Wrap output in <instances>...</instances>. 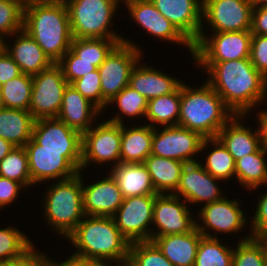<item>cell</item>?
<instances>
[{"label":"cell","instance_id":"277c9868","mask_svg":"<svg viewBox=\"0 0 267 266\" xmlns=\"http://www.w3.org/2000/svg\"><path fill=\"white\" fill-rule=\"evenodd\" d=\"M68 239L79 249L74 255L106 262L116 260L127 265L130 243L113 217L91 216L81 220Z\"/></svg>","mask_w":267,"mask_h":266},{"label":"cell","instance_id":"6f0895ef","mask_svg":"<svg viewBox=\"0 0 267 266\" xmlns=\"http://www.w3.org/2000/svg\"><path fill=\"white\" fill-rule=\"evenodd\" d=\"M44 2H48V3H63V4H66L68 2V0H44Z\"/></svg>","mask_w":267,"mask_h":266},{"label":"cell","instance_id":"6125c7cd","mask_svg":"<svg viewBox=\"0 0 267 266\" xmlns=\"http://www.w3.org/2000/svg\"><path fill=\"white\" fill-rule=\"evenodd\" d=\"M4 44H5V42H4L3 38L0 37V52L4 49Z\"/></svg>","mask_w":267,"mask_h":266},{"label":"cell","instance_id":"5b68a950","mask_svg":"<svg viewBox=\"0 0 267 266\" xmlns=\"http://www.w3.org/2000/svg\"><path fill=\"white\" fill-rule=\"evenodd\" d=\"M80 172L49 188L45 199L48 224L68 237L85 216ZM51 189V190H50Z\"/></svg>","mask_w":267,"mask_h":266},{"label":"cell","instance_id":"f907efd6","mask_svg":"<svg viewBox=\"0 0 267 266\" xmlns=\"http://www.w3.org/2000/svg\"><path fill=\"white\" fill-rule=\"evenodd\" d=\"M34 250L32 247L22 257L13 260V266H53L54 262Z\"/></svg>","mask_w":267,"mask_h":266},{"label":"cell","instance_id":"db71d44e","mask_svg":"<svg viewBox=\"0 0 267 266\" xmlns=\"http://www.w3.org/2000/svg\"><path fill=\"white\" fill-rule=\"evenodd\" d=\"M10 142L0 137V161L14 148Z\"/></svg>","mask_w":267,"mask_h":266},{"label":"cell","instance_id":"836d02e7","mask_svg":"<svg viewBox=\"0 0 267 266\" xmlns=\"http://www.w3.org/2000/svg\"><path fill=\"white\" fill-rule=\"evenodd\" d=\"M179 110L180 87L175 92L148 100L145 116L152 121V123L156 122L164 126L167 125V127L177 126Z\"/></svg>","mask_w":267,"mask_h":266},{"label":"cell","instance_id":"1f68e13d","mask_svg":"<svg viewBox=\"0 0 267 266\" xmlns=\"http://www.w3.org/2000/svg\"><path fill=\"white\" fill-rule=\"evenodd\" d=\"M196 228L203 237L197 248L194 266H232L233 249L220 244L217 236L214 238L206 233V227L196 224Z\"/></svg>","mask_w":267,"mask_h":266},{"label":"cell","instance_id":"f1b7e54d","mask_svg":"<svg viewBox=\"0 0 267 266\" xmlns=\"http://www.w3.org/2000/svg\"><path fill=\"white\" fill-rule=\"evenodd\" d=\"M154 126L125 129L121 124L120 157L122 163H143L151 154Z\"/></svg>","mask_w":267,"mask_h":266},{"label":"cell","instance_id":"680465c9","mask_svg":"<svg viewBox=\"0 0 267 266\" xmlns=\"http://www.w3.org/2000/svg\"><path fill=\"white\" fill-rule=\"evenodd\" d=\"M4 107H5V105L3 102L2 91H1V87H0V109L4 108Z\"/></svg>","mask_w":267,"mask_h":266},{"label":"cell","instance_id":"ba28073f","mask_svg":"<svg viewBox=\"0 0 267 266\" xmlns=\"http://www.w3.org/2000/svg\"><path fill=\"white\" fill-rule=\"evenodd\" d=\"M140 51L128 40H122L98 67L102 89V109L129 85L130 75L139 61Z\"/></svg>","mask_w":267,"mask_h":266},{"label":"cell","instance_id":"3957f363","mask_svg":"<svg viewBox=\"0 0 267 266\" xmlns=\"http://www.w3.org/2000/svg\"><path fill=\"white\" fill-rule=\"evenodd\" d=\"M233 115L207 82L195 90L182 82L178 126L198 132L203 138H215Z\"/></svg>","mask_w":267,"mask_h":266},{"label":"cell","instance_id":"83f0119b","mask_svg":"<svg viewBox=\"0 0 267 266\" xmlns=\"http://www.w3.org/2000/svg\"><path fill=\"white\" fill-rule=\"evenodd\" d=\"M34 123L30 111L0 109V137L15 147H24L31 140Z\"/></svg>","mask_w":267,"mask_h":266},{"label":"cell","instance_id":"44dd1931","mask_svg":"<svg viewBox=\"0 0 267 266\" xmlns=\"http://www.w3.org/2000/svg\"><path fill=\"white\" fill-rule=\"evenodd\" d=\"M202 237L195 227L188 233L152 237L151 241L174 266H194Z\"/></svg>","mask_w":267,"mask_h":266},{"label":"cell","instance_id":"74e56055","mask_svg":"<svg viewBox=\"0 0 267 266\" xmlns=\"http://www.w3.org/2000/svg\"><path fill=\"white\" fill-rule=\"evenodd\" d=\"M126 266H174L152 241L130 243Z\"/></svg>","mask_w":267,"mask_h":266},{"label":"cell","instance_id":"60d3db41","mask_svg":"<svg viewBox=\"0 0 267 266\" xmlns=\"http://www.w3.org/2000/svg\"><path fill=\"white\" fill-rule=\"evenodd\" d=\"M232 266H265L262 254V238L249 235L233 250Z\"/></svg>","mask_w":267,"mask_h":266},{"label":"cell","instance_id":"4dcf8cb0","mask_svg":"<svg viewBox=\"0 0 267 266\" xmlns=\"http://www.w3.org/2000/svg\"><path fill=\"white\" fill-rule=\"evenodd\" d=\"M266 152L261 146L255 153L248 154L235 161V176L240 184L248 188H258L267 183Z\"/></svg>","mask_w":267,"mask_h":266},{"label":"cell","instance_id":"ffe728a7","mask_svg":"<svg viewBox=\"0 0 267 266\" xmlns=\"http://www.w3.org/2000/svg\"><path fill=\"white\" fill-rule=\"evenodd\" d=\"M82 193L86 218L88 216L112 217L124 200L122 192L111 175L88 187L83 186L82 182Z\"/></svg>","mask_w":267,"mask_h":266},{"label":"cell","instance_id":"e0dca14e","mask_svg":"<svg viewBox=\"0 0 267 266\" xmlns=\"http://www.w3.org/2000/svg\"><path fill=\"white\" fill-rule=\"evenodd\" d=\"M32 139L41 150L82 151V134L58 118L35 120Z\"/></svg>","mask_w":267,"mask_h":266},{"label":"cell","instance_id":"8fae6325","mask_svg":"<svg viewBox=\"0 0 267 266\" xmlns=\"http://www.w3.org/2000/svg\"><path fill=\"white\" fill-rule=\"evenodd\" d=\"M121 121L120 115L115 116L82 134V169L89 161L101 164L116 160L117 164L121 162Z\"/></svg>","mask_w":267,"mask_h":266},{"label":"cell","instance_id":"c3c4849f","mask_svg":"<svg viewBox=\"0 0 267 266\" xmlns=\"http://www.w3.org/2000/svg\"><path fill=\"white\" fill-rule=\"evenodd\" d=\"M23 187L19 182L0 177V208L13 202Z\"/></svg>","mask_w":267,"mask_h":266},{"label":"cell","instance_id":"ee69618b","mask_svg":"<svg viewBox=\"0 0 267 266\" xmlns=\"http://www.w3.org/2000/svg\"><path fill=\"white\" fill-rule=\"evenodd\" d=\"M98 69L73 81L71 85L86 99L102 110V89Z\"/></svg>","mask_w":267,"mask_h":266},{"label":"cell","instance_id":"f546056e","mask_svg":"<svg viewBox=\"0 0 267 266\" xmlns=\"http://www.w3.org/2000/svg\"><path fill=\"white\" fill-rule=\"evenodd\" d=\"M150 174L152 185L158 194L176 191L184 162L150 154L143 162Z\"/></svg>","mask_w":267,"mask_h":266},{"label":"cell","instance_id":"91938a15","mask_svg":"<svg viewBox=\"0 0 267 266\" xmlns=\"http://www.w3.org/2000/svg\"><path fill=\"white\" fill-rule=\"evenodd\" d=\"M0 266H13V261L0 262Z\"/></svg>","mask_w":267,"mask_h":266},{"label":"cell","instance_id":"f6af8a7d","mask_svg":"<svg viewBox=\"0 0 267 266\" xmlns=\"http://www.w3.org/2000/svg\"><path fill=\"white\" fill-rule=\"evenodd\" d=\"M250 61L267 78V36L252 34Z\"/></svg>","mask_w":267,"mask_h":266},{"label":"cell","instance_id":"9f6ffc18","mask_svg":"<svg viewBox=\"0 0 267 266\" xmlns=\"http://www.w3.org/2000/svg\"><path fill=\"white\" fill-rule=\"evenodd\" d=\"M251 6L257 7V6H262V5H267V0H248Z\"/></svg>","mask_w":267,"mask_h":266},{"label":"cell","instance_id":"d6986e66","mask_svg":"<svg viewBox=\"0 0 267 266\" xmlns=\"http://www.w3.org/2000/svg\"><path fill=\"white\" fill-rule=\"evenodd\" d=\"M132 19L151 35L188 46L193 55V45L166 19L150 0H125Z\"/></svg>","mask_w":267,"mask_h":266},{"label":"cell","instance_id":"9c48e42d","mask_svg":"<svg viewBox=\"0 0 267 266\" xmlns=\"http://www.w3.org/2000/svg\"><path fill=\"white\" fill-rule=\"evenodd\" d=\"M214 37L200 34L193 45V57L198 63H217L250 58L252 33L250 30L215 32Z\"/></svg>","mask_w":267,"mask_h":266},{"label":"cell","instance_id":"5bb4252c","mask_svg":"<svg viewBox=\"0 0 267 266\" xmlns=\"http://www.w3.org/2000/svg\"><path fill=\"white\" fill-rule=\"evenodd\" d=\"M202 17L216 32L251 30L253 7L248 0H202Z\"/></svg>","mask_w":267,"mask_h":266},{"label":"cell","instance_id":"2e32d148","mask_svg":"<svg viewBox=\"0 0 267 266\" xmlns=\"http://www.w3.org/2000/svg\"><path fill=\"white\" fill-rule=\"evenodd\" d=\"M179 199L175 193L156 194L153 222L160 231L152 232V237L188 233L196 227V221L192 219L189 210L184 203H180Z\"/></svg>","mask_w":267,"mask_h":266},{"label":"cell","instance_id":"ac0fdd59","mask_svg":"<svg viewBox=\"0 0 267 266\" xmlns=\"http://www.w3.org/2000/svg\"><path fill=\"white\" fill-rule=\"evenodd\" d=\"M215 180H219L208 173L198 162L185 163L180 177V183L175 191L177 196L190 202L212 203L222 199L220 189L215 185Z\"/></svg>","mask_w":267,"mask_h":266},{"label":"cell","instance_id":"f35d334b","mask_svg":"<svg viewBox=\"0 0 267 266\" xmlns=\"http://www.w3.org/2000/svg\"><path fill=\"white\" fill-rule=\"evenodd\" d=\"M32 247L31 241L18 229H0V262L18 259Z\"/></svg>","mask_w":267,"mask_h":266},{"label":"cell","instance_id":"e575fe53","mask_svg":"<svg viewBox=\"0 0 267 266\" xmlns=\"http://www.w3.org/2000/svg\"><path fill=\"white\" fill-rule=\"evenodd\" d=\"M0 87L5 108L29 111L33 88L31 75L22 73L16 78L7 80Z\"/></svg>","mask_w":267,"mask_h":266},{"label":"cell","instance_id":"7bdbcfd3","mask_svg":"<svg viewBox=\"0 0 267 266\" xmlns=\"http://www.w3.org/2000/svg\"><path fill=\"white\" fill-rule=\"evenodd\" d=\"M57 64L60 66L68 84H71L73 81L81 78L87 73L98 69V67L94 66V62H86L82 60L70 49L63 55Z\"/></svg>","mask_w":267,"mask_h":266},{"label":"cell","instance_id":"7a4b0ae2","mask_svg":"<svg viewBox=\"0 0 267 266\" xmlns=\"http://www.w3.org/2000/svg\"><path fill=\"white\" fill-rule=\"evenodd\" d=\"M23 29L53 63L70 49L72 34L66 4L44 1L24 5Z\"/></svg>","mask_w":267,"mask_h":266},{"label":"cell","instance_id":"484cf974","mask_svg":"<svg viewBox=\"0 0 267 266\" xmlns=\"http://www.w3.org/2000/svg\"><path fill=\"white\" fill-rule=\"evenodd\" d=\"M235 118L234 115L230 120L231 122H227L217 135V138L233 156L234 161L255 153L262 146L261 129L252 133Z\"/></svg>","mask_w":267,"mask_h":266},{"label":"cell","instance_id":"94428289","mask_svg":"<svg viewBox=\"0 0 267 266\" xmlns=\"http://www.w3.org/2000/svg\"><path fill=\"white\" fill-rule=\"evenodd\" d=\"M24 5L30 2H38V1H44V0H20Z\"/></svg>","mask_w":267,"mask_h":266},{"label":"cell","instance_id":"7c38bea8","mask_svg":"<svg viewBox=\"0 0 267 266\" xmlns=\"http://www.w3.org/2000/svg\"><path fill=\"white\" fill-rule=\"evenodd\" d=\"M155 199L156 195L124 198L112 216L117 228L129 243L151 241L152 232H149L148 226L153 222Z\"/></svg>","mask_w":267,"mask_h":266},{"label":"cell","instance_id":"7dc6e473","mask_svg":"<svg viewBox=\"0 0 267 266\" xmlns=\"http://www.w3.org/2000/svg\"><path fill=\"white\" fill-rule=\"evenodd\" d=\"M22 72L18 64L11 58V56L3 49L0 52V86L7 80L21 75Z\"/></svg>","mask_w":267,"mask_h":266},{"label":"cell","instance_id":"d590c367","mask_svg":"<svg viewBox=\"0 0 267 266\" xmlns=\"http://www.w3.org/2000/svg\"><path fill=\"white\" fill-rule=\"evenodd\" d=\"M0 177L19 182L24 187L33 184L25 147H14L0 161Z\"/></svg>","mask_w":267,"mask_h":266},{"label":"cell","instance_id":"6da1fadb","mask_svg":"<svg viewBox=\"0 0 267 266\" xmlns=\"http://www.w3.org/2000/svg\"><path fill=\"white\" fill-rule=\"evenodd\" d=\"M199 65L212 76L207 83L236 117L242 118L253 105L266 100L267 78L254 68L250 58Z\"/></svg>","mask_w":267,"mask_h":266},{"label":"cell","instance_id":"9a60e30c","mask_svg":"<svg viewBox=\"0 0 267 266\" xmlns=\"http://www.w3.org/2000/svg\"><path fill=\"white\" fill-rule=\"evenodd\" d=\"M166 19L194 45L203 34L202 9L199 0H150Z\"/></svg>","mask_w":267,"mask_h":266},{"label":"cell","instance_id":"b9f144b4","mask_svg":"<svg viewBox=\"0 0 267 266\" xmlns=\"http://www.w3.org/2000/svg\"><path fill=\"white\" fill-rule=\"evenodd\" d=\"M114 102H117L120 111L127 116L136 117L146 114L148 99L129 85L122 89L108 104Z\"/></svg>","mask_w":267,"mask_h":266},{"label":"cell","instance_id":"4fadbf2b","mask_svg":"<svg viewBox=\"0 0 267 266\" xmlns=\"http://www.w3.org/2000/svg\"><path fill=\"white\" fill-rule=\"evenodd\" d=\"M154 128L151 154L184 163L195 162L190 156L204 150L210 138L181 126H166L160 133Z\"/></svg>","mask_w":267,"mask_h":266},{"label":"cell","instance_id":"7402d4cb","mask_svg":"<svg viewBox=\"0 0 267 266\" xmlns=\"http://www.w3.org/2000/svg\"><path fill=\"white\" fill-rule=\"evenodd\" d=\"M100 110L71 84H68L63 93V99L58 119L68 127L80 132H87L91 126L94 116Z\"/></svg>","mask_w":267,"mask_h":266},{"label":"cell","instance_id":"f5cc1de1","mask_svg":"<svg viewBox=\"0 0 267 266\" xmlns=\"http://www.w3.org/2000/svg\"><path fill=\"white\" fill-rule=\"evenodd\" d=\"M258 115L261 125L262 147L264 151L267 152V112L261 111Z\"/></svg>","mask_w":267,"mask_h":266},{"label":"cell","instance_id":"8992f818","mask_svg":"<svg viewBox=\"0 0 267 266\" xmlns=\"http://www.w3.org/2000/svg\"><path fill=\"white\" fill-rule=\"evenodd\" d=\"M120 0H68L66 3L73 38L123 39L109 24Z\"/></svg>","mask_w":267,"mask_h":266},{"label":"cell","instance_id":"4316f807","mask_svg":"<svg viewBox=\"0 0 267 266\" xmlns=\"http://www.w3.org/2000/svg\"><path fill=\"white\" fill-rule=\"evenodd\" d=\"M181 84L176 78L155 71L152 67H137V64L133 68L129 80V86L148 100L175 92Z\"/></svg>","mask_w":267,"mask_h":266},{"label":"cell","instance_id":"ab89813d","mask_svg":"<svg viewBox=\"0 0 267 266\" xmlns=\"http://www.w3.org/2000/svg\"><path fill=\"white\" fill-rule=\"evenodd\" d=\"M23 19L24 4L20 0H0V37L1 34H19Z\"/></svg>","mask_w":267,"mask_h":266},{"label":"cell","instance_id":"cb8c5ba5","mask_svg":"<svg viewBox=\"0 0 267 266\" xmlns=\"http://www.w3.org/2000/svg\"><path fill=\"white\" fill-rule=\"evenodd\" d=\"M238 202L222 198L218 201L205 204L200 211L205 226L220 232H236L245 225V217L238 207Z\"/></svg>","mask_w":267,"mask_h":266},{"label":"cell","instance_id":"52a82bcc","mask_svg":"<svg viewBox=\"0 0 267 266\" xmlns=\"http://www.w3.org/2000/svg\"><path fill=\"white\" fill-rule=\"evenodd\" d=\"M29 162L32 183L46 179H68L81 171L82 151L41 150L32 138L24 146Z\"/></svg>","mask_w":267,"mask_h":266},{"label":"cell","instance_id":"8d00e7d4","mask_svg":"<svg viewBox=\"0 0 267 266\" xmlns=\"http://www.w3.org/2000/svg\"><path fill=\"white\" fill-rule=\"evenodd\" d=\"M210 142L215 145L216 149L208 154L206 165L203 168L219 180H228V178L235 175L233 156L217 137L210 138Z\"/></svg>","mask_w":267,"mask_h":266},{"label":"cell","instance_id":"bcb514c9","mask_svg":"<svg viewBox=\"0 0 267 266\" xmlns=\"http://www.w3.org/2000/svg\"><path fill=\"white\" fill-rule=\"evenodd\" d=\"M252 221V238H267V193L261 197Z\"/></svg>","mask_w":267,"mask_h":266},{"label":"cell","instance_id":"11a10c76","mask_svg":"<svg viewBox=\"0 0 267 266\" xmlns=\"http://www.w3.org/2000/svg\"><path fill=\"white\" fill-rule=\"evenodd\" d=\"M262 254L264 258V265L267 266V238H262Z\"/></svg>","mask_w":267,"mask_h":266},{"label":"cell","instance_id":"603a6c76","mask_svg":"<svg viewBox=\"0 0 267 266\" xmlns=\"http://www.w3.org/2000/svg\"><path fill=\"white\" fill-rule=\"evenodd\" d=\"M4 49L24 74L31 76L39 74L53 64L42 48L24 29L21 30L20 36H17L11 51L7 44H4Z\"/></svg>","mask_w":267,"mask_h":266},{"label":"cell","instance_id":"30bf717a","mask_svg":"<svg viewBox=\"0 0 267 266\" xmlns=\"http://www.w3.org/2000/svg\"><path fill=\"white\" fill-rule=\"evenodd\" d=\"M33 88L29 111L35 120L57 118L63 93L68 85L57 63L32 76Z\"/></svg>","mask_w":267,"mask_h":266},{"label":"cell","instance_id":"d4e9b609","mask_svg":"<svg viewBox=\"0 0 267 266\" xmlns=\"http://www.w3.org/2000/svg\"><path fill=\"white\" fill-rule=\"evenodd\" d=\"M110 173L124 198L158 194L143 163H115Z\"/></svg>","mask_w":267,"mask_h":266},{"label":"cell","instance_id":"d6a6232c","mask_svg":"<svg viewBox=\"0 0 267 266\" xmlns=\"http://www.w3.org/2000/svg\"><path fill=\"white\" fill-rule=\"evenodd\" d=\"M123 39L73 38L70 50L86 62H94L99 67L110 52Z\"/></svg>","mask_w":267,"mask_h":266},{"label":"cell","instance_id":"681fc988","mask_svg":"<svg viewBox=\"0 0 267 266\" xmlns=\"http://www.w3.org/2000/svg\"><path fill=\"white\" fill-rule=\"evenodd\" d=\"M250 31L252 34L267 36V5L253 8Z\"/></svg>","mask_w":267,"mask_h":266},{"label":"cell","instance_id":"816d5d0a","mask_svg":"<svg viewBox=\"0 0 267 266\" xmlns=\"http://www.w3.org/2000/svg\"><path fill=\"white\" fill-rule=\"evenodd\" d=\"M107 264L103 260L83 258L73 254L69 259L60 264L54 262L53 266H108Z\"/></svg>","mask_w":267,"mask_h":266}]
</instances>
